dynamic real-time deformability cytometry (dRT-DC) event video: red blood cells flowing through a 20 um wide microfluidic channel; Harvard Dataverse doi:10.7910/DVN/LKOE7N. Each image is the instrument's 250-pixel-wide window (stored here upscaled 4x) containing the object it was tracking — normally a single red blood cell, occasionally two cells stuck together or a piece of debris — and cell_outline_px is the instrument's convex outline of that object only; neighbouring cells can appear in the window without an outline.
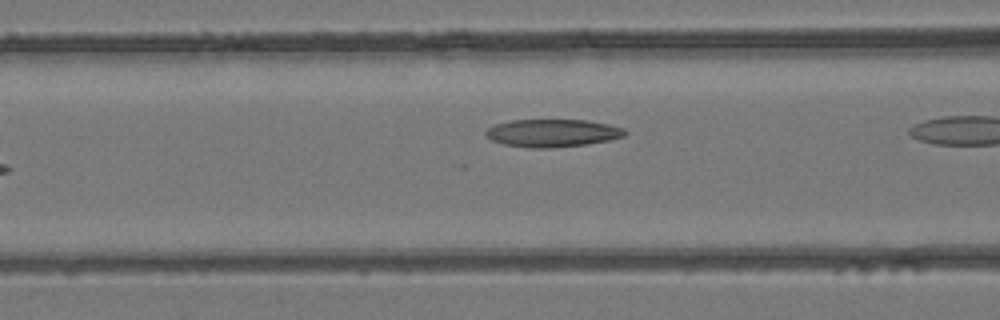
{"species": "common noctule bat (a hibernating species)", "species_latin": "Nyctalus noctula", "temperature_condition": "room temperature", "stored_images_in_passage": 8, "camera_frame_rate_fps": 3000, "um_per_image_px": 0.085, "animal": {"sex": "female", "body_mass_g": 24.6, "forearm_length_mm": 56.2}, "frame": {"image": 1, "passage_image": 6, "time_ms": 1.667, "image_size_px": [1000, 320], "cell_outline_px": [[628, 132], [624, 136], [608, 140], [584, 144], [552, 148], [528, 148], [504, 144], [492, 140], [484, 132], [488, 128], [496, 124], [512, 120], [588, 120], [608, 124], [624, 128]], "centroid_in_image_um": [46.97, 11.3], "position_along_channel_um": 119.6, "area_um2": 22.37}}